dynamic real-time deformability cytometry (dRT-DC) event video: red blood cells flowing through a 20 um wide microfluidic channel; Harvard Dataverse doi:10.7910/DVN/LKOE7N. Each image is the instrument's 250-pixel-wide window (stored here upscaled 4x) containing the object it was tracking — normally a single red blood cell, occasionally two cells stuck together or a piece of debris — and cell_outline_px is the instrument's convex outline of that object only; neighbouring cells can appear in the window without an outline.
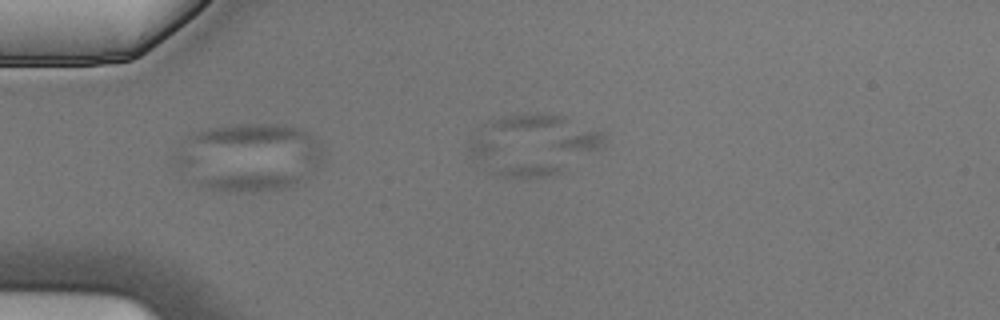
{"species": "Egyptian fruit bat (a non-hibernating species)", "species_latin": "Rousettus aegyptiacus", "temperature_condition": "cold", "stored_images_in_passage": 3, "camera_frame_rate_fps": 3000, "um_per_image_px": 0.085, "animal": {"sex": "male"}, "frame": {"image": 1, "passage_image": 2, "time_ms": 0.333, "image_size_px": [1000, 320], "cell_outline_px": [[300, 176], [288, 188], [252, 192], [224, 192], [200, 188], [196, 184], [196, 180], [220, 176], [296, 172], [300, 172]], "centroid_in_image_um": [21.18, 15.5], "position_along_channel_um": 63.8, "area_um2": 10.98}}